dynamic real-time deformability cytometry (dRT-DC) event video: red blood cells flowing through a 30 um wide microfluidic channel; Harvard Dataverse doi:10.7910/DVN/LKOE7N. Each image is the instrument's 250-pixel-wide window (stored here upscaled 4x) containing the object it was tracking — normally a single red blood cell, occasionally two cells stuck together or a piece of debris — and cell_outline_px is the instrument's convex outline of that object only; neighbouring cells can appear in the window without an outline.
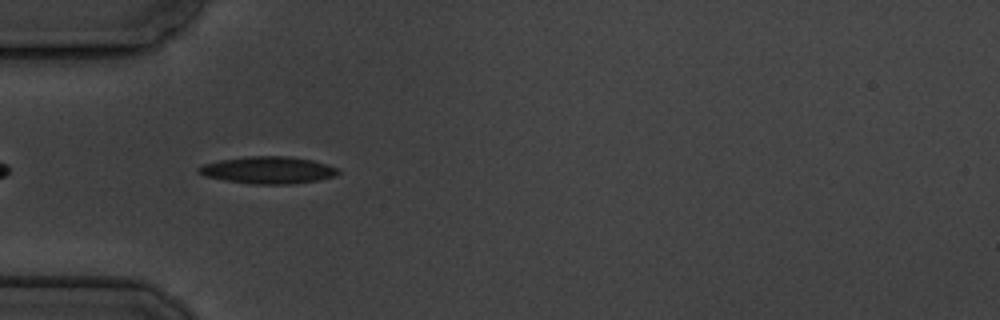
{"species": "common noctule bat (a hibernating species)", "species_latin": "Nyctalus noctula", "temperature_condition": "cold", "stored_images_in_passage": 6, "camera_frame_rate_fps": 3000, "um_per_image_px": 0.085, "animal": {"sex": "male", "body_mass_g": 19.5, "forearm_length_mm": 54.6}, "frame": {"image": 1, "passage_image": 5, "time_ms": 4.667, "image_size_px": [1000, 320], "cell_outline_px": [[340, 172], [336, 176], [320, 180], [292, 184], [252, 184], [224, 180], [204, 176], [196, 172], [196, 168], [204, 164], [220, 160], [248, 156], [288, 156], [312, 160], [328, 164], [336, 168]], "centroid_in_image_um": [22.79, 14.46], "position_along_channel_um": 62.2, "area_um2": 22.2}}